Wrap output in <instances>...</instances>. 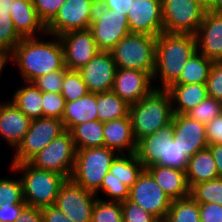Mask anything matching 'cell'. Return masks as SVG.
<instances>
[{
    "label": "cell",
    "instance_id": "obj_1",
    "mask_svg": "<svg viewBox=\"0 0 222 222\" xmlns=\"http://www.w3.org/2000/svg\"><path fill=\"white\" fill-rule=\"evenodd\" d=\"M51 36L53 39L49 41L41 40L42 36L22 38L10 53V61L16 64L24 82H33L56 70H67L62 42L59 36L48 33Z\"/></svg>",
    "mask_w": 222,
    "mask_h": 222
},
{
    "label": "cell",
    "instance_id": "obj_2",
    "mask_svg": "<svg viewBox=\"0 0 222 222\" xmlns=\"http://www.w3.org/2000/svg\"><path fill=\"white\" fill-rule=\"evenodd\" d=\"M197 40L191 34H173L161 32L156 36L155 68L153 82L160 80L161 86L167 89L180 76L183 67L196 52Z\"/></svg>",
    "mask_w": 222,
    "mask_h": 222
},
{
    "label": "cell",
    "instance_id": "obj_3",
    "mask_svg": "<svg viewBox=\"0 0 222 222\" xmlns=\"http://www.w3.org/2000/svg\"><path fill=\"white\" fill-rule=\"evenodd\" d=\"M132 132L136 142L154 134L172 121L173 108L167 89L154 88L138 102L130 105Z\"/></svg>",
    "mask_w": 222,
    "mask_h": 222
},
{
    "label": "cell",
    "instance_id": "obj_4",
    "mask_svg": "<svg viewBox=\"0 0 222 222\" xmlns=\"http://www.w3.org/2000/svg\"><path fill=\"white\" fill-rule=\"evenodd\" d=\"M172 122L137 142L136 156L146 168L163 165L185 171L189 157L179 140L173 139Z\"/></svg>",
    "mask_w": 222,
    "mask_h": 222
},
{
    "label": "cell",
    "instance_id": "obj_5",
    "mask_svg": "<svg viewBox=\"0 0 222 222\" xmlns=\"http://www.w3.org/2000/svg\"><path fill=\"white\" fill-rule=\"evenodd\" d=\"M13 172L22 173L23 198L27 206L43 208L54 205L58 191L66 178L53 171L38 169L29 162L10 164Z\"/></svg>",
    "mask_w": 222,
    "mask_h": 222
},
{
    "label": "cell",
    "instance_id": "obj_6",
    "mask_svg": "<svg viewBox=\"0 0 222 222\" xmlns=\"http://www.w3.org/2000/svg\"><path fill=\"white\" fill-rule=\"evenodd\" d=\"M118 155L117 151L105 146L79 149L70 178L85 190L95 193Z\"/></svg>",
    "mask_w": 222,
    "mask_h": 222
},
{
    "label": "cell",
    "instance_id": "obj_7",
    "mask_svg": "<svg viewBox=\"0 0 222 222\" xmlns=\"http://www.w3.org/2000/svg\"><path fill=\"white\" fill-rule=\"evenodd\" d=\"M156 36L129 33L111 50L117 68L136 69L153 76L155 68Z\"/></svg>",
    "mask_w": 222,
    "mask_h": 222
},
{
    "label": "cell",
    "instance_id": "obj_8",
    "mask_svg": "<svg viewBox=\"0 0 222 222\" xmlns=\"http://www.w3.org/2000/svg\"><path fill=\"white\" fill-rule=\"evenodd\" d=\"M90 30L100 51H111L130 33L127 15L108 9L105 0H92Z\"/></svg>",
    "mask_w": 222,
    "mask_h": 222
},
{
    "label": "cell",
    "instance_id": "obj_9",
    "mask_svg": "<svg viewBox=\"0 0 222 222\" xmlns=\"http://www.w3.org/2000/svg\"><path fill=\"white\" fill-rule=\"evenodd\" d=\"M206 11L203 0H162L164 32L196 35Z\"/></svg>",
    "mask_w": 222,
    "mask_h": 222
},
{
    "label": "cell",
    "instance_id": "obj_10",
    "mask_svg": "<svg viewBox=\"0 0 222 222\" xmlns=\"http://www.w3.org/2000/svg\"><path fill=\"white\" fill-rule=\"evenodd\" d=\"M64 131L62 120L44 116L32 119L29 130L14 150L11 164L29 162Z\"/></svg>",
    "mask_w": 222,
    "mask_h": 222
},
{
    "label": "cell",
    "instance_id": "obj_11",
    "mask_svg": "<svg viewBox=\"0 0 222 222\" xmlns=\"http://www.w3.org/2000/svg\"><path fill=\"white\" fill-rule=\"evenodd\" d=\"M76 151L70 131L65 130L35 155L29 163L35 168L57 172L69 179L73 172Z\"/></svg>",
    "mask_w": 222,
    "mask_h": 222
},
{
    "label": "cell",
    "instance_id": "obj_12",
    "mask_svg": "<svg viewBox=\"0 0 222 222\" xmlns=\"http://www.w3.org/2000/svg\"><path fill=\"white\" fill-rule=\"evenodd\" d=\"M96 200L95 193L85 190L69 178L60 186L54 205L73 222H92Z\"/></svg>",
    "mask_w": 222,
    "mask_h": 222
},
{
    "label": "cell",
    "instance_id": "obj_13",
    "mask_svg": "<svg viewBox=\"0 0 222 222\" xmlns=\"http://www.w3.org/2000/svg\"><path fill=\"white\" fill-rule=\"evenodd\" d=\"M129 200L151 213L160 222L165 220L172 202L146 169L130 188Z\"/></svg>",
    "mask_w": 222,
    "mask_h": 222
},
{
    "label": "cell",
    "instance_id": "obj_14",
    "mask_svg": "<svg viewBox=\"0 0 222 222\" xmlns=\"http://www.w3.org/2000/svg\"><path fill=\"white\" fill-rule=\"evenodd\" d=\"M92 0H65L55 18L46 26V32L60 36L67 32L90 29Z\"/></svg>",
    "mask_w": 222,
    "mask_h": 222
},
{
    "label": "cell",
    "instance_id": "obj_15",
    "mask_svg": "<svg viewBox=\"0 0 222 222\" xmlns=\"http://www.w3.org/2000/svg\"><path fill=\"white\" fill-rule=\"evenodd\" d=\"M59 38L68 70L78 71L100 51L90 29L67 32Z\"/></svg>",
    "mask_w": 222,
    "mask_h": 222
},
{
    "label": "cell",
    "instance_id": "obj_16",
    "mask_svg": "<svg viewBox=\"0 0 222 222\" xmlns=\"http://www.w3.org/2000/svg\"><path fill=\"white\" fill-rule=\"evenodd\" d=\"M116 70L117 66L111 51H99L78 71L89 92L101 93L112 90Z\"/></svg>",
    "mask_w": 222,
    "mask_h": 222
},
{
    "label": "cell",
    "instance_id": "obj_17",
    "mask_svg": "<svg viewBox=\"0 0 222 222\" xmlns=\"http://www.w3.org/2000/svg\"><path fill=\"white\" fill-rule=\"evenodd\" d=\"M127 19L130 33L157 36L164 32L162 0H134Z\"/></svg>",
    "mask_w": 222,
    "mask_h": 222
},
{
    "label": "cell",
    "instance_id": "obj_18",
    "mask_svg": "<svg viewBox=\"0 0 222 222\" xmlns=\"http://www.w3.org/2000/svg\"><path fill=\"white\" fill-rule=\"evenodd\" d=\"M152 84L153 76L147 72L117 68L112 91L129 105H132L155 88V83Z\"/></svg>",
    "mask_w": 222,
    "mask_h": 222
},
{
    "label": "cell",
    "instance_id": "obj_19",
    "mask_svg": "<svg viewBox=\"0 0 222 222\" xmlns=\"http://www.w3.org/2000/svg\"><path fill=\"white\" fill-rule=\"evenodd\" d=\"M171 122L173 139L179 140L188 157L208 148L205 124L199 123L187 114H173Z\"/></svg>",
    "mask_w": 222,
    "mask_h": 222
},
{
    "label": "cell",
    "instance_id": "obj_20",
    "mask_svg": "<svg viewBox=\"0 0 222 222\" xmlns=\"http://www.w3.org/2000/svg\"><path fill=\"white\" fill-rule=\"evenodd\" d=\"M195 37L199 53L212 61L222 60V13L207 10Z\"/></svg>",
    "mask_w": 222,
    "mask_h": 222
},
{
    "label": "cell",
    "instance_id": "obj_21",
    "mask_svg": "<svg viewBox=\"0 0 222 222\" xmlns=\"http://www.w3.org/2000/svg\"><path fill=\"white\" fill-rule=\"evenodd\" d=\"M31 121L32 119L20 111L10 100L0 102V137L13 148V151L29 130Z\"/></svg>",
    "mask_w": 222,
    "mask_h": 222
},
{
    "label": "cell",
    "instance_id": "obj_22",
    "mask_svg": "<svg viewBox=\"0 0 222 222\" xmlns=\"http://www.w3.org/2000/svg\"><path fill=\"white\" fill-rule=\"evenodd\" d=\"M10 15L15 30L22 38L48 36L46 26L39 19L32 0H14Z\"/></svg>",
    "mask_w": 222,
    "mask_h": 222
},
{
    "label": "cell",
    "instance_id": "obj_23",
    "mask_svg": "<svg viewBox=\"0 0 222 222\" xmlns=\"http://www.w3.org/2000/svg\"><path fill=\"white\" fill-rule=\"evenodd\" d=\"M103 128L105 147L113 149L119 154L136 152L137 142L132 132L130 116L104 122Z\"/></svg>",
    "mask_w": 222,
    "mask_h": 222
},
{
    "label": "cell",
    "instance_id": "obj_24",
    "mask_svg": "<svg viewBox=\"0 0 222 222\" xmlns=\"http://www.w3.org/2000/svg\"><path fill=\"white\" fill-rule=\"evenodd\" d=\"M146 170L171 200L190 196V187L186 179L185 171L163 165H152L146 168Z\"/></svg>",
    "mask_w": 222,
    "mask_h": 222
},
{
    "label": "cell",
    "instance_id": "obj_25",
    "mask_svg": "<svg viewBox=\"0 0 222 222\" xmlns=\"http://www.w3.org/2000/svg\"><path fill=\"white\" fill-rule=\"evenodd\" d=\"M167 90L171 96L173 114H187L208 96L206 84H172Z\"/></svg>",
    "mask_w": 222,
    "mask_h": 222
},
{
    "label": "cell",
    "instance_id": "obj_26",
    "mask_svg": "<svg viewBox=\"0 0 222 222\" xmlns=\"http://www.w3.org/2000/svg\"><path fill=\"white\" fill-rule=\"evenodd\" d=\"M97 93L88 92L83 97L65 103L62 122L65 130L70 131L74 126L88 121L98 120Z\"/></svg>",
    "mask_w": 222,
    "mask_h": 222
},
{
    "label": "cell",
    "instance_id": "obj_27",
    "mask_svg": "<svg viewBox=\"0 0 222 222\" xmlns=\"http://www.w3.org/2000/svg\"><path fill=\"white\" fill-rule=\"evenodd\" d=\"M185 173L190 188L195 184L219 178L210 149H203L189 157Z\"/></svg>",
    "mask_w": 222,
    "mask_h": 222
},
{
    "label": "cell",
    "instance_id": "obj_28",
    "mask_svg": "<svg viewBox=\"0 0 222 222\" xmlns=\"http://www.w3.org/2000/svg\"><path fill=\"white\" fill-rule=\"evenodd\" d=\"M24 84L14 91L11 102L31 119L42 117V91L33 82L25 81Z\"/></svg>",
    "mask_w": 222,
    "mask_h": 222
},
{
    "label": "cell",
    "instance_id": "obj_29",
    "mask_svg": "<svg viewBox=\"0 0 222 222\" xmlns=\"http://www.w3.org/2000/svg\"><path fill=\"white\" fill-rule=\"evenodd\" d=\"M96 109L98 120L103 123L130 116V105L112 90L97 93Z\"/></svg>",
    "mask_w": 222,
    "mask_h": 222
},
{
    "label": "cell",
    "instance_id": "obj_30",
    "mask_svg": "<svg viewBox=\"0 0 222 222\" xmlns=\"http://www.w3.org/2000/svg\"><path fill=\"white\" fill-rule=\"evenodd\" d=\"M70 133L76 150L104 146L103 122L99 120L78 124Z\"/></svg>",
    "mask_w": 222,
    "mask_h": 222
},
{
    "label": "cell",
    "instance_id": "obj_31",
    "mask_svg": "<svg viewBox=\"0 0 222 222\" xmlns=\"http://www.w3.org/2000/svg\"><path fill=\"white\" fill-rule=\"evenodd\" d=\"M213 62L197 51L188 59L179 78L173 84H206Z\"/></svg>",
    "mask_w": 222,
    "mask_h": 222
},
{
    "label": "cell",
    "instance_id": "obj_32",
    "mask_svg": "<svg viewBox=\"0 0 222 222\" xmlns=\"http://www.w3.org/2000/svg\"><path fill=\"white\" fill-rule=\"evenodd\" d=\"M145 170L135 153L119 154L113 161L109 172L116 176L128 188H131Z\"/></svg>",
    "mask_w": 222,
    "mask_h": 222
},
{
    "label": "cell",
    "instance_id": "obj_33",
    "mask_svg": "<svg viewBox=\"0 0 222 222\" xmlns=\"http://www.w3.org/2000/svg\"><path fill=\"white\" fill-rule=\"evenodd\" d=\"M163 222H201L199 203L191 196L172 200Z\"/></svg>",
    "mask_w": 222,
    "mask_h": 222
},
{
    "label": "cell",
    "instance_id": "obj_34",
    "mask_svg": "<svg viewBox=\"0 0 222 222\" xmlns=\"http://www.w3.org/2000/svg\"><path fill=\"white\" fill-rule=\"evenodd\" d=\"M190 196L199 204L215 203L222 206V177L193 185Z\"/></svg>",
    "mask_w": 222,
    "mask_h": 222
},
{
    "label": "cell",
    "instance_id": "obj_35",
    "mask_svg": "<svg viewBox=\"0 0 222 222\" xmlns=\"http://www.w3.org/2000/svg\"><path fill=\"white\" fill-rule=\"evenodd\" d=\"M89 92L82 75L77 70H66L64 73L61 95L65 102L75 101Z\"/></svg>",
    "mask_w": 222,
    "mask_h": 222
},
{
    "label": "cell",
    "instance_id": "obj_36",
    "mask_svg": "<svg viewBox=\"0 0 222 222\" xmlns=\"http://www.w3.org/2000/svg\"><path fill=\"white\" fill-rule=\"evenodd\" d=\"M92 222H123L122 203L97 197L92 211Z\"/></svg>",
    "mask_w": 222,
    "mask_h": 222
},
{
    "label": "cell",
    "instance_id": "obj_37",
    "mask_svg": "<svg viewBox=\"0 0 222 222\" xmlns=\"http://www.w3.org/2000/svg\"><path fill=\"white\" fill-rule=\"evenodd\" d=\"M17 204H26L20 177L18 179L0 178V207Z\"/></svg>",
    "mask_w": 222,
    "mask_h": 222
},
{
    "label": "cell",
    "instance_id": "obj_38",
    "mask_svg": "<svg viewBox=\"0 0 222 222\" xmlns=\"http://www.w3.org/2000/svg\"><path fill=\"white\" fill-rule=\"evenodd\" d=\"M21 40L11 21L10 11L0 10V50L11 53Z\"/></svg>",
    "mask_w": 222,
    "mask_h": 222
},
{
    "label": "cell",
    "instance_id": "obj_39",
    "mask_svg": "<svg viewBox=\"0 0 222 222\" xmlns=\"http://www.w3.org/2000/svg\"><path fill=\"white\" fill-rule=\"evenodd\" d=\"M100 190L103 194L108 196L107 201L122 203L129 199L130 195V188L110 172H108L103 178L101 187L95 192L96 196H98Z\"/></svg>",
    "mask_w": 222,
    "mask_h": 222
},
{
    "label": "cell",
    "instance_id": "obj_40",
    "mask_svg": "<svg viewBox=\"0 0 222 222\" xmlns=\"http://www.w3.org/2000/svg\"><path fill=\"white\" fill-rule=\"evenodd\" d=\"M222 113V102L207 96L196 107L190 110L187 115L199 123L207 124Z\"/></svg>",
    "mask_w": 222,
    "mask_h": 222
},
{
    "label": "cell",
    "instance_id": "obj_41",
    "mask_svg": "<svg viewBox=\"0 0 222 222\" xmlns=\"http://www.w3.org/2000/svg\"><path fill=\"white\" fill-rule=\"evenodd\" d=\"M65 103V99L61 93L42 92L43 116L62 120Z\"/></svg>",
    "mask_w": 222,
    "mask_h": 222
},
{
    "label": "cell",
    "instance_id": "obj_42",
    "mask_svg": "<svg viewBox=\"0 0 222 222\" xmlns=\"http://www.w3.org/2000/svg\"><path fill=\"white\" fill-rule=\"evenodd\" d=\"M122 218L123 222H160L151 213L129 199L122 202Z\"/></svg>",
    "mask_w": 222,
    "mask_h": 222
},
{
    "label": "cell",
    "instance_id": "obj_43",
    "mask_svg": "<svg viewBox=\"0 0 222 222\" xmlns=\"http://www.w3.org/2000/svg\"><path fill=\"white\" fill-rule=\"evenodd\" d=\"M66 70H56L42 75L33 81V84L42 92L61 93L64 73Z\"/></svg>",
    "mask_w": 222,
    "mask_h": 222
},
{
    "label": "cell",
    "instance_id": "obj_44",
    "mask_svg": "<svg viewBox=\"0 0 222 222\" xmlns=\"http://www.w3.org/2000/svg\"><path fill=\"white\" fill-rule=\"evenodd\" d=\"M39 19L47 26L57 15L65 0H32Z\"/></svg>",
    "mask_w": 222,
    "mask_h": 222
},
{
    "label": "cell",
    "instance_id": "obj_45",
    "mask_svg": "<svg viewBox=\"0 0 222 222\" xmlns=\"http://www.w3.org/2000/svg\"><path fill=\"white\" fill-rule=\"evenodd\" d=\"M206 86L208 96L222 102V60L213 62Z\"/></svg>",
    "mask_w": 222,
    "mask_h": 222
},
{
    "label": "cell",
    "instance_id": "obj_46",
    "mask_svg": "<svg viewBox=\"0 0 222 222\" xmlns=\"http://www.w3.org/2000/svg\"><path fill=\"white\" fill-rule=\"evenodd\" d=\"M201 222H222V206L215 203L199 204Z\"/></svg>",
    "mask_w": 222,
    "mask_h": 222
},
{
    "label": "cell",
    "instance_id": "obj_47",
    "mask_svg": "<svg viewBox=\"0 0 222 222\" xmlns=\"http://www.w3.org/2000/svg\"><path fill=\"white\" fill-rule=\"evenodd\" d=\"M209 145L222 144V113L205 125Z\"/></svg>",
    "mask_w": 222,
    "mask_h": 222
},
{
    "label": "cell",
    "instance_id": "obj_48",
    "mask_svg": "<svg viewBox=\"0 0 222 222\" xmlns=\"http://www.w3.org/2000/svg\"><path fill=\"white\" fill-rule=\"evenodd\" d=\"M40 209L43 222H73L55 205L46 206Z\"/></svg>",
    "mask_w": 222,
    "mask_h": 222
},
{
    "label": "cell",
    "instance_id": "obj_49",
    "mask_svg": "<svg viewBox=\"0 0 222 222\" xmlns=\"http://www.w3.org/2000/svg\"><path fill=\"white\" fill-rule=\"evenodd\" d=\"M26 204L10 205L0 207V222H16L19 214Z\"/></svg>",
    "mask_w": 222,
    "mask_h": 222
},
{
    "label": "cell",
    "instance_id": "obj_50",
    "mask_svg": "<svg viewBox=\"0 0 222 222\" xmlns=\"http://www.w3.org/2000/svg\"><path fill=\"white\" fill-rule=\"evenodd\" d=\"M16 222H43L41 209L26 205L19 214Z\"/></svg>",
    "mask_w": 222,
    "mask_h": 222
},
{
    "label": "cell",
    "instance_id": "obj_51",
    "mask_svg": "<svg viewBox=\"0 0 222 222\" xmlns=\"http://www.w3.org/2000/svg\"><path fill=\"white\" fill-rule=\"evenodd\" d=\"M108 9H113L121 14L128 15L129 9L134 0H105Z\"/></svg>",
    "mask_w": 222,
    "mask_h": 222
},
{
    "label": "cell",
    "instance_id": "obj_52",
    "mask_svg": "<svg viewBox=\"0 0 222 222\" xmlns=\"http://www.w3.org/2000/svg\"><path fill=\"white\" fill-rule=\"evenodd\" d=\"M216 162L218 176L222 177V144L208 145Z\"/></svg>",
    "mask_w": 222,
    "mask_h": 222
},
{
    "label": "cell",
    "instance_id": "obj_53",
    "mask_svg": "<svg viewBox=\"0 0 222 222\" xmlns=\"http://www.w3.org/2000/svg\"><path fill=\"white\" fill-rule=\"evenodd\" d=\"M206 8L210 12L222 13V0H207Z\"/></svg>",
    "mask_w": 222,
    "mask_h": 222
},
{
    "label": "cell",
    "instance_id": "obj_54",
    "mask_svg": "<svg viewBox=\"0 0 222 222\" xmlns=\"http://www.w3.org/2000/svg\"><path fill=\"white\" fill-rule=\"evenodd\" d=\"M11 55L9 52L0 50V76L4 68L7 66V62H10Z\"/></svg>",
    "mask_w": 222,
    "mask_h": 222
},
{
    "label": "cell",
    "instance_id": "obj_55",
    "mask_svg": "<svg viewBox=\"0 0 222 222\" xmlns=\"http://www.w3.org/2000/svg\"><path fill=\"white\" fill-rule=\"evenodd\" d=\"M14 0H0V10L11 11Z\"/></svg>",
    "mask_w": 222,
    "mask_h": 222
}]
</instances>
